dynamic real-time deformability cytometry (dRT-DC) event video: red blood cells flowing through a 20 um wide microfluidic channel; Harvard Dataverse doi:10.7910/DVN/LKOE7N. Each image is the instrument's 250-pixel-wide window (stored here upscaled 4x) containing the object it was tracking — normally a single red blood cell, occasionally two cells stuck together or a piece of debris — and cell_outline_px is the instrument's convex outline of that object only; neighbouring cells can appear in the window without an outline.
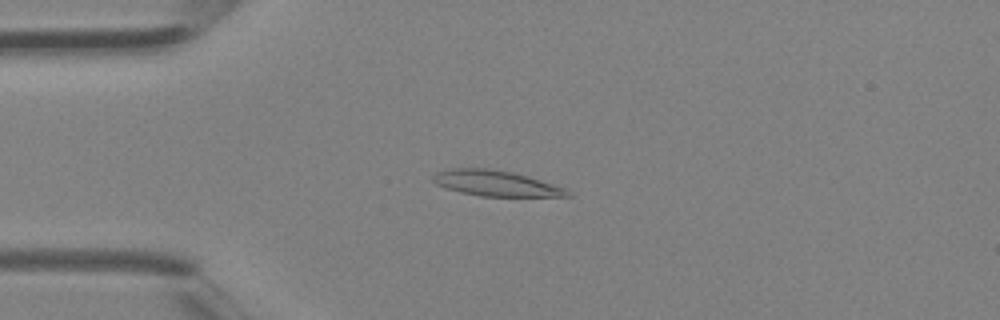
{"species": "Egyptian fruit bat (a non-hibernating species)", "species_latin": "Rousettus aegyptiacus", "temperature_condition": "room temperature", "stored_images_in_passage": 39, "camera_frame_rate_fps": 3000, "um_per_image_px": 0.085, "animal": {"sex": "female"}, "frame": {"image": 1, "passage_image": 9, "time_ms": 2.667, "image_size_px": [1000, 320], "cell_outline_px": [[572, 196], [480, 196], [460, 192], [436, 184], [432, 180], [432, 176], [436, 172], [452, 168], [488, 168], [512, 172], [564, 188]], "centroid_in_image_um": [42.06, 15.57], "position_along_channel_um": 42.9, "area_um2": 19.59}}
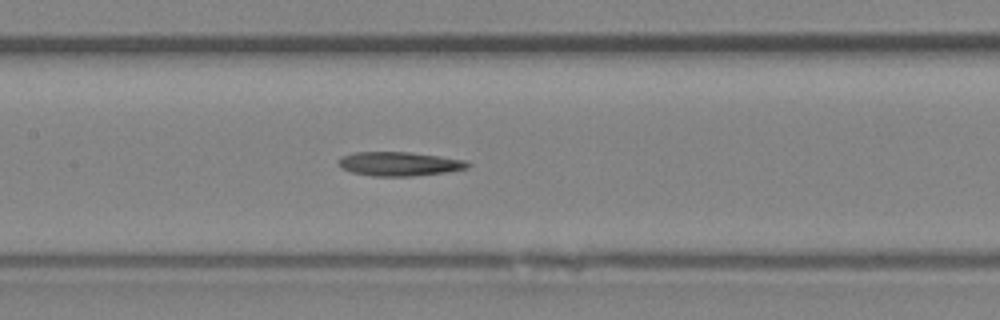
{"frame": {"image": 2, "passage_image": 18, "time_ms": 5.667, "image_size_px": [1000, 320], "cell_outline_px": [[472, 164], [468, 168], [448, 172], [412, 176], [372, 176], [352, 172], [340, 168], [336, 164], [336, 160], [340, 156], [352, 152], [412, 152], [440, 156], [464, 160]], "centroid_in_image_um": [33.89, 13.92], "position_along_channel_um": 173.5, "area_um2": 18.44}}
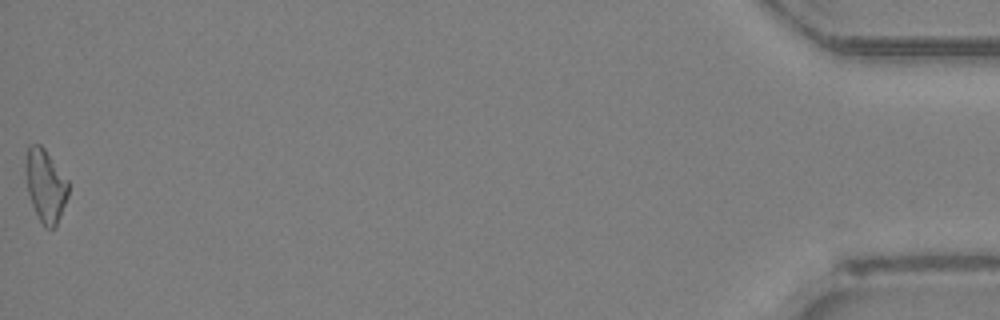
{"frame": {"image": 3, "passage_image": 39, "time_ms": 12.667, "image_size_px": [1000, 320], "cell_outline_px": [[68, 196], [56, 224], [52, 228], [44, 228], [32, 204], [28, 192], [24, 168], [24, 164], [28, 144], [40, 144], [44, 148], [68, 180]], "centroid_in_image_um": [3.84, 15.73], "position_along_channel_um": 431.4, "area_um2": 17.98}}